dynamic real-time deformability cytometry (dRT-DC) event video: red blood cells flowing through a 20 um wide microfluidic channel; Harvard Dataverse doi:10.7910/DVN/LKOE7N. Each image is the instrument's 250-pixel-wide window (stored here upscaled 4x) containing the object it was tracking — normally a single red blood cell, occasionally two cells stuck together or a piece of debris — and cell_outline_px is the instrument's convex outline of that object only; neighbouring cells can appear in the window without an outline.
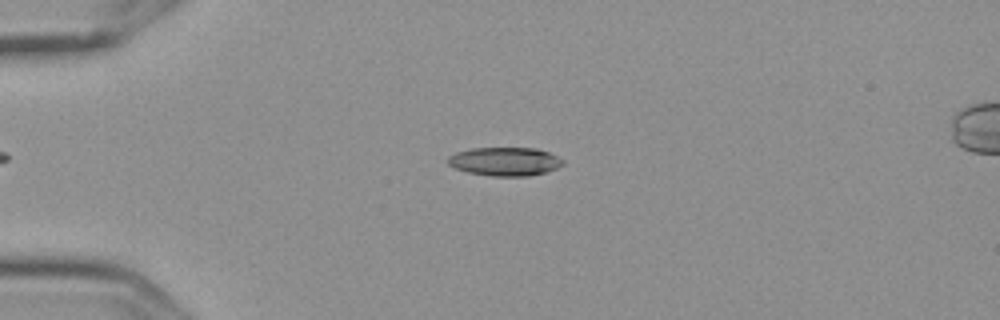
{"species": "Egyptian fruit bat (a non-hibernating species)", "species_latin": "Rousettus aegyptiacus", "temperature_condition": "cold", "stored_images_in_passage": 3, "camera_frame_rate_fps": 3000, "um_per_image_px": 0.085, "frame": {"image": 1, "passage_image": 1, "time_ms": 0.0, "image_size_px": [1000, 320], "cell_outline_px": [[564, 164], [556, 168], [544, 172], [528, 176], [492, 176], [468, 172], [456, 168], [448, 164], [444, 160], [448, 156], [456, 152], [472, 148], [536, 148], [548, 152], [564, 160]], "centroid_in_image_um": [42.88, 13.72], "position_along_channel_um": 42.1, "area_um2": 19.13}}
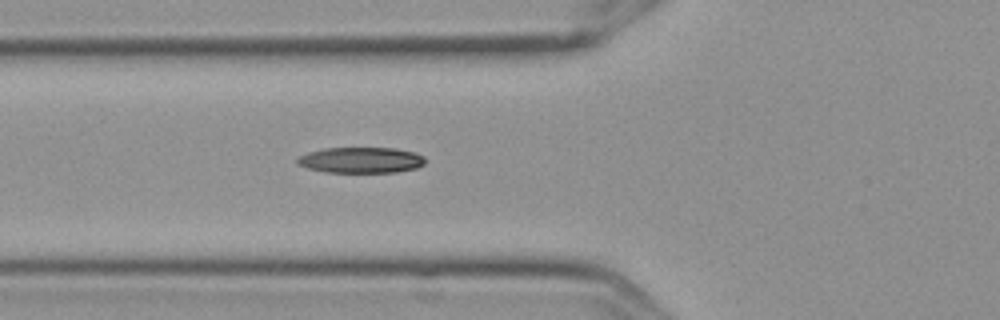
{"frame": {"image": 2, "passage_image": 3, "time_ms": 0.667, "image_size_px": [1000, 320], "cell_outline_px": [[424, 164], [416, 168], [396, 172], [324, 172], [308, 168], [296, 164], [296, 160], [300, 156], [308, 152], [324, 148], [396, 148], [416, 152], [424, 156]], "centroid_in_image_um": [30.68, 13.6], "position_along_channel_um": 95.1, "area_um2": 19.31}}